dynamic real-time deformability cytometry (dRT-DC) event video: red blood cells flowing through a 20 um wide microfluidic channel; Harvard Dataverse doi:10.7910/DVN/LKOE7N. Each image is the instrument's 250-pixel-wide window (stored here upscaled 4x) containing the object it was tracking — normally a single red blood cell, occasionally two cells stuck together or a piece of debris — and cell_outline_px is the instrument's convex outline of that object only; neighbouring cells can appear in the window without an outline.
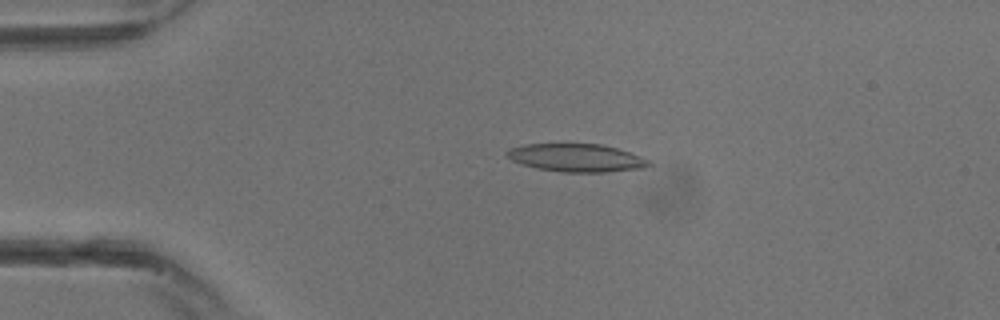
{"species": "common noctule bat (a hibernating species)", "species_latin": "Nyctalus noctula", "temperature_condition": "warm", "stored_images_in_passage": 21, "camera_frame_rate_fps": 3000, "um_per_image_px": 0.085, "animal": {"sex": "male", "body_mass_g": 13.3}, "frame": {"image": 1, "passage_image": 6, "time_ms": 1.667, "image_size_px": [1000, 320], "cell_outline_px": [[656, 164], [644, 168], [604, 172], [564, 172], [536, 168], [512, 160], [504, 152], [508, 148], [524, 144], [600, 144], [616, 148], [652, 160]], "centroid_in_image_um": [49.04, 13.41], "position_along_channel_um": 36.0, "area_um2": 23.18}}
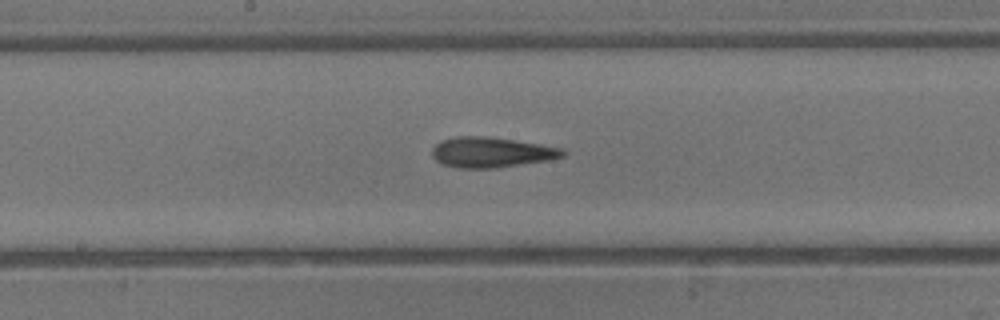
{"frame": {"image": 2, "passage_image": 15, "time_ms": 4.667, "image_size_px": [1000, 320], "cell_outline_px": [[568, 152], [564, 156], [548, 160], [496, 168], [460, 168], [444, 164], [436, 160], [432, 156], [432, 148], [440, 140], [456, 136], [488, 136], [540, 144], [564, 148]], "centroid_in_image_um": [41.78, 12.93], "position_along_channel_um": 206.4, "area_um2": 23.18}}
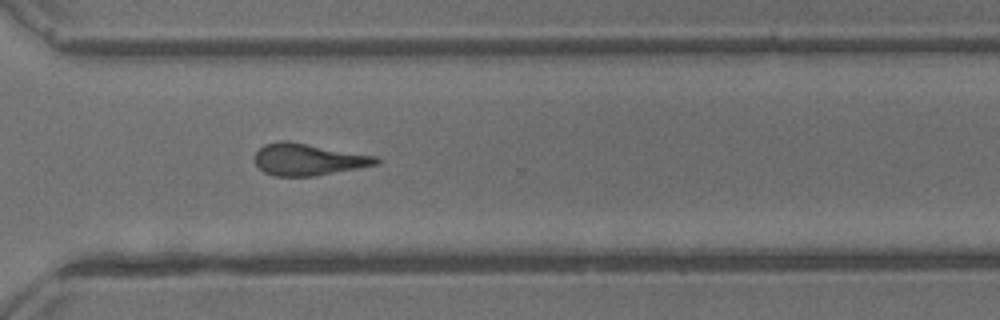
{"frame": {"image": 3, "passage_image": 21, "time_ms": 6.667, "image_size_px": [1000, 320], "cell_outline_px": [[380, 164], [316, 176], [272, 176], [264, 172], [256, 164], [256, 152], [264, 144], [280, 140], [288, 140], [376, 156], [380, 160]], "centroid_in_image_um": [26.21, 13.55], "position_along_channel_um": 344.4, "area_um2": 22.6}}